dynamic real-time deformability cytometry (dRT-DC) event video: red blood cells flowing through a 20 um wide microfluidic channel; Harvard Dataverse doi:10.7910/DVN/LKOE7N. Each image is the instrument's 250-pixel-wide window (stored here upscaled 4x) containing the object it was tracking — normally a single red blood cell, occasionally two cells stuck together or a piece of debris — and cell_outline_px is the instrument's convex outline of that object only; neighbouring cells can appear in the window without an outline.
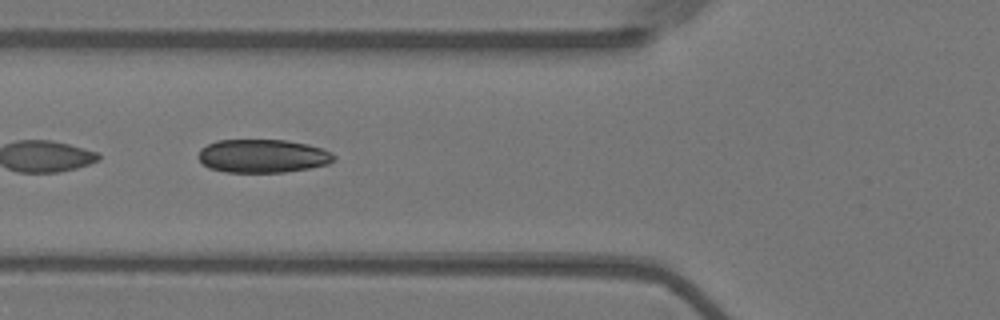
{"species": "Egyptian fruit bat (a non-hibernating species)", "species_latin": "Rousettus aegyptiacus", "temperature_condition": "warm", "stored_images_in_passage": 32, "camera_frame_rate_fps": 3000, "um_per_image_px": 0.085, "animal": {"sex": "female"}, "frame": {"image": 1, "passage_image": 5, "time_ms": 1.333, "image_size_px": [1000, 320], "cell_outline_px": [[336, 160], [328, 164], [308, 168], [284, 172], [224, 172], [208, 168], [196, 156], [200, 148], [216, 140], [284, 140], [308, 144], [324, 148], [332, 152], [336, 156]], "centroid_in_image_um": [22.33, 13.26], "position_along_channel_um": 103.5, "area_um2": 26.65}}
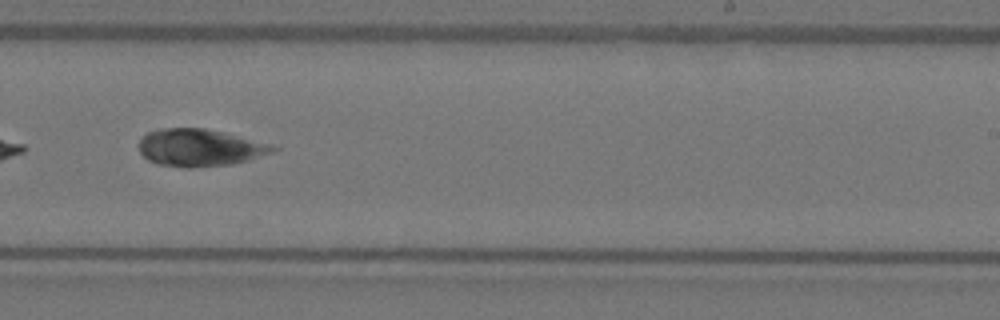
{"frame": {"image": 2, "passage_image": 19, "time_ms": 6.0, "image_size_px": [1000, 320], "cell_outline_px": [[280, 148], [272, 152], [248, 160], [232, 164], [188, 168], [156, 164], [148, 160], [140, 152], [140, 140], [148, 132], [160, 128], [204, 128], [224, 132], [272, 144]], "centroid_in_image_um": [16.99, 12.55], "position_along_channel_um": 272.0, "area_um2": 29.07}, "authors_computed_cell_mechanics": {"area_um2": 27.2816, "velocity_mm_per_s": 3.6157, "shape_relaxation_time_tau1_ms": 1.3035, "shape_relaxation_time_tau2_ms": null, "deformation_change_tau1": 0.0651, "deformation_change_tau2": null}}